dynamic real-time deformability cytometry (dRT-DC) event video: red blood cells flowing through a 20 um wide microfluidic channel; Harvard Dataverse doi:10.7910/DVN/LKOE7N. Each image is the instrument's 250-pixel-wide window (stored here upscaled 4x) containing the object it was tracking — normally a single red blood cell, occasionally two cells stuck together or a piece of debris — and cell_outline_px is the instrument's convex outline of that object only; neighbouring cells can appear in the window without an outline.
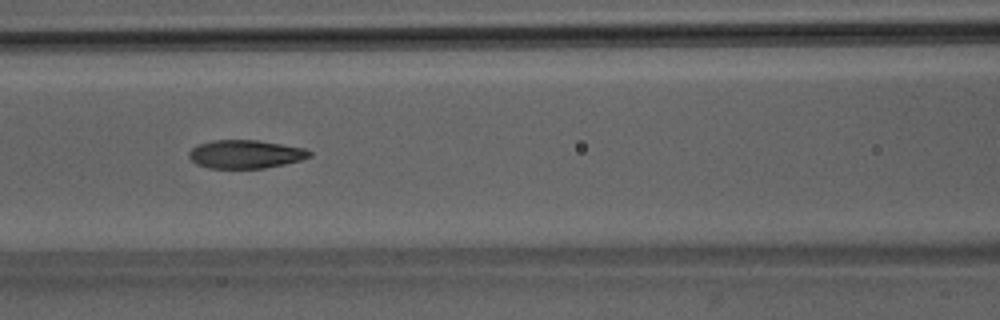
{"species": "Egyptian fruit bat (a non-hibernating species)", "species_latin": "Rousettus aegyptiacus", "temperature_condition": "room temperature", "stored_images_in_passage": 9, "camera_frame_rate_fps": 3000, "um_per_image_px": 0.085, "animal": {"sex": "male"}, "frame": {"image": 1, "passage_image": 7, "time_ms": 6.667, "image_size_px": [1000, 320], "cell_outline_px": [[312, 156], [300, 160], [284, 164], [264, 168], [208, 168], [196, 164], [188, 156], [188, 152], [196, 144], [212, 140], [260, 140], [304, 148], [312, 152]], "centroid_in_image_um": [20.84, 13.1], "position_along_channel_um": 145.8, "area_um2": 20.06}}